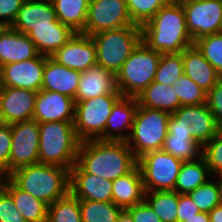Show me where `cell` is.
Here are the masks:
<instances>
[{
	"mask_svg": "<svg viewBox=\"0 0 222 222\" xmlns=\"http://www.w3.org/2000/svg\"><path fill=\"white\" fill-rule=\"evenodd\" d=\"M170 115L166 111L138 105L132 131L126 141L136 159L146 153L162 150L168 133Z\"/></svg>",
	"mask_w": 222,
	"mask_h": 222,
	"instance_id": "8992f818",
	"label": "cell"
},
{
	"mask_svg": "<svg viewBox=\"0 0 222 222\" xmlns=\"http://www.w3.org/2000/svg\"><path fill=\"white\" fill-rule=\"evenodd\" d=\"M46 222H82L79 199L69 191L48 205Z\"/></svg>",
	"mask_w": 222,
	"mask_h": 222,
	"instance_id": "d6a6232c",
	"label": "cell"
},
{
	"mask_svg": "<svg viewBox=\"0 0 222 222\" xmlns=\"http://www.w3.org/2000/svg\"><path fill=\"white\" fill-rule=\"evenodd\" d=\"M138 103L136 98L122 96L113 106L103 132V141H127L133 127ZM130 129L129 134H122L123 129ZM119 131L117 134L111 130Z\"/></svg>",
	"mask_w": 222,
	"mask_h": 222,
	"instance_id": "cb8c5ba5",
	"label": "cell"
},
{
	"mask_svg": "<svg viewBox=\"0 0 222 222\" xmlns=\"http://www.w3.org/2000/svg\"><path fill=\"white\" fill-rule=\"evenodd\" d=\"M126 210L130 213L134 222H162L145 200Z\"/></svg>",
	"mask_w": 222,
	"mask_h": 222,
	"instance_id": "f6af8a7d",
	"label": "cell"
},
{
	"mask_svg": "<svg viewBox=\"0 0 222 222\" xmlns=\"http://www.w3.org/2000/svg\"><path fill=\"white\" fill-rule=\"evenodd\" d=\"M184 74L182 52L162 54L154 77V82L173 85Z\"/></svg>",
	"mask_w": 222,
	"mask_h": 222,
	"instance_id": "d590c367",
	"label": "cell"
},
{
	"mask_svg": "<svg viewBox=\"0 0 222 222\" xmlns=\"http://www.w3.org/2000/svg\"><path fill=\"white\" fill-rule=\"evenodd\" d=\"M51 58L69 69L84 72L97 65L96 47L91 36L75 33V35Z\"/></svg>",
	"mask_w": 222,
	"mask_h": 222,
	"instance_id": "9a60e30c",
	"label": "cell"
},
{
	"mask_svg": "<svg viewBox=\"0 0 222 222\" xmlns=\"http://www.w3.org/2000/svg\"><path fill=\"white\" fill-rule=\"evenodd\" d=\"M199 212L188 194H178L177 222H184Z\"/></svg>",
	"mask_w": 222,
	"mask_h": 222,
	"instance_id": "bcb514c9",
	"label": "cell"
},
{
	"mask_svg": "<svg viewBox=\"0 0 222 222\" xmlns=\"http://www.w3.org/2000/svg\"><path fill=\"white\" fill-rule=\"evenodd\" d=\"M2 188L12 197L16 209L26 222H46L47 204L20 189L8 176H5Z\"/></svg>",
	"mask_w": 222,
	"mask_h": 222,
	"instance_id": "4316f807",
	"label": "cell"
},
{
	"mask_svg": "<svg viewBox=\"0 0 222 222\" xmlns=\"http://www.w3.org/2000/svg\"><path fill=\"white\" fill-rule=\"evenodd\" d=\"M197 160L185 161L182 163L174 191L178 194H188L208 180L210 170L203 156L196 157Z\"/></svg>",
	"mask_w": 222,
	"mask_h": 222,
	"instance_id": "f546056e",
	"label": "cell"
},
{
	"mask_svg": "<svg viewBox=\"0 0 222 222\" xmlns=\"http://www.w3.org/2000/svg\"><path fill=\"white\" fill-rule=\"evenodd\" d=\"M39 126V163L70 169L77 162L80 139L74 122H44Z\"/></svg>",
	"mask_w": 222,
	"mask_h": 222,
	"instance_id": "277c9868",
	"label": "cell"
},
{
	"mask_svg": "<svg viewBox=\"0 0 222 222\" xmlns=\"http://www.w3.org/2000/svg\"><path fill=\"white\" fill-rule=\"evenodd\" d=\"M113 181L86 173L77 163L70 169L69 191L79 200L112 202Z\"/></svg>",
	"mask_w": 222,
	"mask_h": 222,
	"instance_id": "ac0fdd59",
	"label": "cell"
},
{
	"mask_svg": "<svg viewBox=\"0 0 222 222\" xmlns=\"http://www.w3.org/2000/svg\"><path fill=\"white\" fill-rule=\"evenodd\" d=\"M116 222H134V220L127 210H122Z\"/></svg>",
	"mask_w": 222,
	"mask_h": 222,
	"instance_id": "681fc988",
	"label": "cell"
},
{
	"mask_svg": "<svg viewBox=\"0 0 222 222\" xmlns=\"http://www.w3.org/2000/svg\"><path fill=\"white\" fill-rule=\"evenodd\" d=\"M80 76L81 72L69 69L45 56L41 90L59 92L75 99Z\"/></svg>",
	"mask_w": 222,
	"mask_h": 222,
	"instance_id": "7402d4cb",
	"label": "cell"
},
{
	"mask_svg": "<svg viewBox=\"0 0 222 222\" xmlns=\"http://www.w3.org/2000/svg\"><path fill=\"white\" fill-rule=\"evenodd\" d=\"M5 124L6 123H5L4 119H3L2 113L0 111V127L4 126Z\"/></svg>",
	"mask_w": 222,
	"mask_h": 222,
	"instance_id": "f907efd6",
	"label": "cell"
},
{
	"mask_svg": "<svg viewBox=\"0 0 222 222\" xmlns=\"http://www.w3.org/2000/svg\"><path fill=\"white\" fill-rule=\"evenodd\" d=\"M134 25L126 0H90L85 23V35L121 29Z\"/></svg>",
	"mask_w": 222,
	"mask_h": 222,
	"instance_id": "8fae6325",
	"label": "cell"
},
{
	"mask_svg": "<svg viewBox=\"0 0 222 222\" xmlns=\"http://www.w3.org/2000/svg\"><path fill=\"white\" fill-rule=\"evenodd\" d=\"M121 97V93H111L75 102L74 129L81 142L103 141L107 119Z\"/></svg>",
	"mask_w": 222,
	"mask_h": 222,
	"instance_id": "9c48e42d",
	"label": "cell"
},
{
	"mask_svg": "<svg viewBox=\"0 0 222 222\" xmlns=\"http://www.w3.org/2000/svg\"><path fill=\"white\" fill-rule=\"evenodd\" d=\"M12 146L11 126L5 124L0 127V173L10 174V151Z\"/></svg>",
	"mask_w": 222,
	"mask_h": 222,
	"instance_id": "60d3db41",
	"label": "cell"
},
{
	"mask_svg": "<svg viewBox=\"0 0 222 222\" xmlns=\"http://www.w3.org/2000/svg\"><path fill=\"white\" fill-rule=\"evenodd\" d=\"M111 93H120L116 86L115 74L96 65L81 72L75 102Z\"/></svg>",
	"mask_w": 222,
	"mask_h": 222,
	"instance_id": "ffe728a7",
	"label": "cell"
},
{
	"mask_svg": "<svg viewBox=\"0 0 222 222\" xmlns=\"http://www.w3.org/2000/svg\"><path fill=\"white\" fill-rule=\"evenodd\" d=\"M57 20L75 33L85 34V23L90 0H50Z\"/></svg>",
	"mask_w": 222,
	"mask_h": 222,
	"instance_id": "f1b7e54d",
	"label": "cell"
},
{
	"mask_svg": "<svg viewBox=\"0 0 222 222\" xmlns=\"http://www.w3.org/2000/svg\"><path fill=\"white\" fill-rule=\"evenodd\" d=\"M39 55L27 34L11 27H0V65L22 62Z\"/></svg>",
	"mask_w": 222,
	"mask_h": 222,
	"instance_id": "d6986e66",
	"label": "cell"
},
{
	"mask_svg": "<svg viewBox=\"0 0 222 222\" xmlns=\"http://www.w3.org/2000/svg\"><path fill=\"white\" fill-rule=\"evenodd\" d=\"M220 130L207 104L181 106L171 113L168 133L172 136L193 137L200 145L208 143Z\"/></svg>",
	"mask_w": 222,
	"mask_h": 222,
	"instance_id": "ba28073f",
	"label": "cell"
},
{
	"mask_svg": "<svg viewBox=\"0 0 222 222\" xmlns=\"http://www.w3.org/2000/svg\"><path fill=\"white\" fill-rule=\"evenodd\" d=\"M142 41L161 54L181 53L194 41L186 26L182 4L170 0L141 26Z\"/></svg>",
	"mask_w": 222,
	"mask_h": 222,
	"instance_id": "6da1fadb",
	"label": "cell"
},
{
	"mask_svg": "<svg viewBox=\"0 0 222 222\" xmlns=\"http://www.w3.org/2000/svg\"><path fill=\"white\" fill-rule=\"evenodd\" d=\"M181 4L193 41L222 32V0H190Z\"/></svg>",
	"mask_w": 222,
	"mask_h": 222,
	"instance_id": "7c38bea8",
	"label": "cell"
},
{
	"mask_svg": "<svg viewBox=\"0 0 222 222\" xmlns=\"http://www.w3.org/2000/svg\"><path fill=\"white\" fill-rule=\"evenodd\" d=\"M96 47L97 65L115 75L142 41L141 26L134 24L121 29L91 35Z\"/></svg>",
	"mask_w": 222,
	"mask_h": 222,
	"instance_id": "52a82bcc",
	"label": "cell"
},
{
	"mask_svg": "<svg viewBox=\"0 0 222 222\" xmlns=\"http://www.w3.org/2000/svg\"><path fill=\"white\" fill-rule=\"evenodd\" d=\"M112 202L126 210L144 200L145 190L138 166L112 184Z\"/></svg>",
	"mask_w": 222,
	"mask_h": 222,
	"instance_id": "484cf974",
	"label": "cell"
},
{
	"mask_svg": "<svg viewBox=\"0 0 222 222\" xmlns=\"http://www.w3.org/2000/svg\"><path fill=\"white\" fill-rule=\"evenodd\" d=\"M74 115L75 99L55 91L37 92L33 113L36 122H74Z\"/></svg>",
	"mask_w": 222,
	"mask_h": 222,
	"instance_id": "2e32d148",
	"label": "cell"
},
{
	"mask_svg": "<svg viewBox=\"0 0 222 222\" xmlns=\"http://www.w3.org/2000/svg\"><path fill=\"white\" fill-rule=\"evenodd\" d=\"M24 1L0 0V27H11Z\"/></svg>",
	"mask_w": 222,
	"mask_h": 222,
	"instance_id": "ee69618b",
	"label": "cell"
},
{
	"mask_svg": "<svg viewBox=\"0 0 222 222\" xmlns=\"http://www.w3.org/2000/svg\"><path fill=\"white\" fill-rule=\"evenodd\" d=\"M206 104L215 116L219 126L222 125V77L216 85L207 93Z\"/></svg>",
	"mask_w": 222,
	"mask_h": 222,
	"instance_id": "7bdbcfd3",
	"label": "cell"
},
{
	"mask_svg": "<svg viewBox=\"0 0 222 222\" xmlns=\"http://www.w3.org/2000/svg\"><path fill=\"white\" fill-rule=\"evenodd\" d=\"M27 35L36 45L40 55L51 57L75 35V32L57 20L53 22V26L34 27Z\"/></svg>",
	"mask_w": 222,
	"mask_h": 222,
	"instance_id": "d4e9b609",
	"label": "cell"
},
{
	"mask_svg": "<svg viewBox=\"0 0 222 222\" xmlns=\"http://www.w3.org/2000/svg\"><path fill=\"white\" fill-rule=\"evenodd\" d=\"M176 2H179V3H184V2H187V1H190V0H174Z\"/></svg>",
	"mask_w": 222,
	"mask_h": 222,
	"instance_id": "db71d44e",
	"label": "cell"
},
{
	"mask_svg": "<svg viewBox=\"0 0 222 222\" xmlns=\"http://www.w3.org/2000/svg\"><path fill=\"white\" fill-rule=\"evenodd\" d=\"M184 74L208 93L221 78L193 44L182 52Z\"/></svg>",
	"mask_w": 222,
	"mask_h": 222,
	"instance_id": "603a6c76",
	"label": "cell"
},
{
	"mask_svg": "<svg viewBox=\"0 0 222 222\" xmlns=\"http://www.w3.org/2000/svg\"><path fill=\"white\" fill-rule=\"evenodd\" d=\"M178 95L181 106H192L206 103L207 93L183 74L172 85Z\"/></svg>",
	"mask_w": 222,
	"mask_h": 222,
	"instance_id": "74e56055",
	"label": "cell"
},
{
	"mask_svg": "<svg viewBox=\"0 0 222 222\" xmlns=\"http://www.w3.org/2000/svg\"><path fill=\"white\" fill-rule=\"evenodd\" d=\"M184 222H210L207 212H199L191 218H187Z\"/></svg>",
	"mask_w": 222,
	"mask_h": 222,
	"instance_id": "c3c4849f",
	"label": "cell"
},
{
	"mask_svg": "<svg viewBox=\"0 0 222 222\" xmlns=\"http://www.w3.org/2000/svg\"><path fill=\"white\" fill-rule=\"evenodd\" d=\"M139 106L173 113L181 107L178 95L172 85L152 82L136 97Z\"/></svg>",
	"mask_w": 222,
	"mask_h": 222,
	"instance_id": "83f0119b",
	"label": "cell"
},
{
	"mask_svg": "<svg viewBox=\"0 0 222 222\" xmlns=\"http://www.w3.org/2000/svg\"><path fill=\"white\" fill-rule=\"evenodd\" d=\"M220 183L222 184V171L218 174Z\"/></svg>",
	"mask_w": 222,
	"mask_h": 222,
	"instance_id": "f5cc1de1",
	"label": "cell"
},
{
	"mask_svg": "<svg viewBox=\"0 0 222 222\" xmlns=\"http://www.w3.org/2000/svg\"><path fill=\"white\" fill-rule=\"evenodd\" d=\"M144 200L162 222H177L178 193L174 190L148 191L145 192Z\"/></svg>",
	"mask_w": 222,
	"mask_h": 222,
	"instance_id": "4dcf8cb0",
	"label": "cell"
},
{
	"mask_svg": "<svg viewBox=\"0 0 222 222\" xmlns=\"http://www.w3.org/2000/svg\"><path fill=\"white\" fill-rule=\"evenodd\" d=\"M10 173L26 165L39 163V126L34 119L11 124Z\"/></svg>",
	"mask_w": 222,
	"mask_h": 222,
	"instance_id": "4fadbf2b",
	"label": "cell"
},
{
	"mask_svg": "<svg viewBox=\"0 0 222 222\" xmlns=\"http://www.w3.org/2000/svg\"><path fill=\"white\" fill-rule=\"evenodd\" d=\"M194 45L222 77V32L201 37Z\"/></svg>",
	"mask_w": 222,
	"mask_h": 222,
	"instance_id": "8d00e7d4",
	"label": "cell"
},
{
	"mask_svg": "<svg viewBox=\"0 0 222 222\" xmlns=\"http://www.w3.org/2000/svg\"><path fill=\"white\" fill-rule=\"evenodd\" d=\"M0 222H26L12 197L3 188L0 189Z\"/></svg>",
	"mask_w": 222,
	"mask_h": 222,
	"instance_id": "b9f144b4",
	"label": "cell"
},
{
	"mask_svg": "<svg viewBox=\"0 0 222 222\" xmlns=\"http://www.w3.org/2000/svg\"><path fill=\"white\" fill-rule=\"evenodd\" d=\"M170 0H126L129 16L134 24L142 26Z\"/></svg>",
	"mask_w": 222,
	"mask_h": 222,
	"instance_id": "f35d334b",
	"label": "cell"
},
{
	"mask_svg": "<svg viewBox=\"0 0 222 222\" xmlns=\"http://www.w3.org/2000/svg\"><path fill=\"white\" fill-rule=\"evenodd\" d=\"M208 214L210 222H222V203L217 205Z\"/></svg>",
	"mask_w": 222,
	"mask_h": 222,
	"instance_id": "7dc6e473",
	"label": "cell"
},
{
	"mask_svg": "<svg viewBox=\"0 0 222 222\" xmlns=\"http://www.w3.org/2000/svg\"><path fill=\"white\" fill-rule=\"evenodd\" d=\"M44 67L45 56L40 54L35 58L1 66V86L38 92L42 88Z\"/></svg>",
	"mask_w": 222,
	"mask_h": 222,
	"instance_id": "5bb4252c",
	"label": "cell"
},
{
	"mask_svg": "<svg viewBox=\"0 0 222 222\" xmlns=\"http://www.w3.org/2000/svg\"><path fill=\"white\" fill-rule=\"evenodd\" d=\"M183 161L163 150L144 154L137 159L145 192L174 190Z\"/></svg>",
	"mask_w": 222,
	"mask_h": 222,
	"instance_id": "30bf717a",
	"label": "cell"
},
{
	"mask_svg": "<svg viewBox=\"0 0 222 222\" xmlns=\"http://www.w3.org/2000/svg\"><path fill=\"white\" fill-rule=\"evenodd\" d=\"M37 92L23 88L1 86L0 111L6 124L33 119Z\"/></svg>",
	"mask_w": 222,
	"mask_h": 222,
	"instance_id": "e0dca14e",
	"label": "cell"
},
{
	"mask_svg": "<svg viewBox=\"0 0 222 222\" xmlns=\"http://www.w3.org/2000/svg\"><path fill=\"white\" fill-rule=\"evenodd\" d=\"M82 222H116L122 208L113 202L79 200Z\"/></svg>",
	"mask_w": 222,
	"mask_h": 222,
	"instance_id": "1f68e13d",
	"label": "cell"
},
{
	"mask_svg": "<svg viewBox=\"0 0 222 222\" xmlns=\"http://www.w3.org/2000/svg\"><path fill=\"white\" fill-rule=\"evenodd\" d=\"M201 148L193 137L172 136L167 133L162 150L185 162L202 156Z\"/></svg>",
	"mask_w": 222,
	"mask_h": 222,
	"instance_id": "836d02e7",
	"label": "cell"
},
{
	"mask_svg": "<svg viewBox=\"0 0 222 222\" xmlns=\"http://www.w3.org/2000/svg\"><path fill=\"white\" fill-rule=\"evenodd\" d=\"M76 163L86 173L114 181L131 172L137 159L125 141L88 140L80 143Z\"/></svg>",
	"mask_w": 222,
	"mask_h": 222,
	"instance_id": "7a4b0ae2",
	"label": "cell"
},
{
	"mask_svg": "<svg viewBox=\"0 0 222 222\" xmlns=\"http://www.w3.org/2000/svg\"><path fill=\"white\" fill-rule=\"evenodd\" d=\"M8 177L22 190L51 205L64 197L70 189V171L67 168L36 163L22 166Z\"/></svg>",
	"mask_w": 222,
	"mask_h": 222,
	"instance_id": "3957f363",
	"label": "cell"
},
{
	"mask_svg": "<svg viewBox=\"0 0 222 222\" xmlns=\"http://www.w3.org/2000/svg\"><path fill=\"white\" fill-rule=\"evenodd\" d=\"M5 176L0 173V189L2 188V183H3V180H4Z\"/></svg>",
	"mask_w": 222,
	"mask_h": 222,
	"instance_id": "816d5d0a",
	"label": "cell"
},
{
	"mask_svg": "<svg viewBox=\"0 0 222 222\" xmlns=\"http://www.w3.org/2000/svg\"><path fill=\"white\" fill-rule=\"evenodd\" d=\"M56 21L50 0L24 1L11 28L28 34L34 27L53 26Z\"/></svg>",
	"mask_w": 222,
	"mask_h": 222,
	"instance_id": "44dd1931",
	"label": "cell"
},
{
	"mask_svg": "<svg viewBox=\"0 0 222 222\" xmlns=\"http://www.w3.org/2000/svg\"><path fill=\"white\" fill-rule=\"evenodd\" d=\"M188 195L200 212L209 213L222 203V184L219 179L218 182L208 180L205 184L188 193Z\"/></svg>",
	"mask_w": 222,
	"mask_h": 222,
	"instance_id": "e575fe53",
	"label": "cell"
},
{
	"mask_svg": "<svg viewBox=\"0 0 222 222\" xmlns=\"http://www.w3.org/2000/svg\"><path fill=\"white\" fill-rule=\"evenodd\" d=\"M161 53L141 41L117 72L116 86L122 96L135 98L154 81Z\"/></svg>",
	"mask_w": 222,
	"mask_h": 222,
	"instance_id": "5b68a950",
	"label": "cell"
},
{
	"mask_svg": "<svg viewBox=\"0 0 222 222\" xmlns=\"http://www.w3.org/2000/svg\"><path fill=\"white\" fill-rule=\"evenodd\" d=\"M202 156L210 170L217 176L222 171V131L219 132L202 148Z\"/></svg>",
	"mask_w": 222,
	"mask_h": 222,
	"instance_id": "ab89813d",
	"label": "cell"
}]
</instances>
